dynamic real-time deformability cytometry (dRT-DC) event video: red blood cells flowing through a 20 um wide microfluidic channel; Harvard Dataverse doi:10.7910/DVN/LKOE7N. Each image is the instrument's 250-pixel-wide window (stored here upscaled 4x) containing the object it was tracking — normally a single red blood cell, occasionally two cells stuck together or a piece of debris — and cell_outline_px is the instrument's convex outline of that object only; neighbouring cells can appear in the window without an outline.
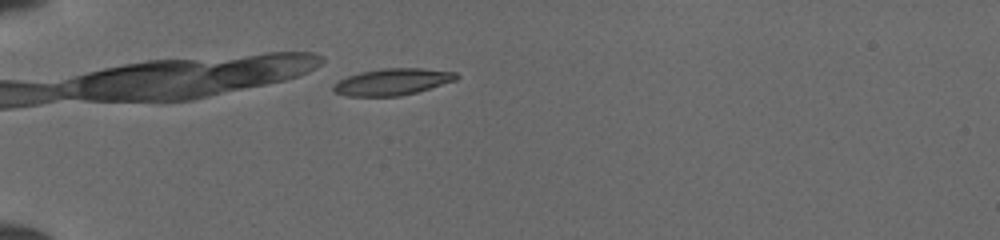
{"species": "common noctule bat (a hibernating species)", "species_latin": "Nyctalus noctula", "temperature_condition": "cold", "stored_images_in_passage": 23, "camera_frame_rate_fps": 3000, "um_per_image_px": 0.085, "animal": {"sex": "female", "body_mass_g": 19.5, "forearm_length_mm": 54.1}, "frame": {"image": 1, "passage_image": 14, "time_ms": 5.667, "image_size_px": [1000, 240], "cell_outline_px": [[460, 76], [456, 80], [416, 92], [400, 96], [344, 96], [332, 92], [332, 84], [348, 76], [360, 72], [380, 68], [420, 68], [456, 72]], "centroid_in_image_um": [33.31, 6.95], "position_along_channel_um": 51.7, "area_um2": 19.19}}